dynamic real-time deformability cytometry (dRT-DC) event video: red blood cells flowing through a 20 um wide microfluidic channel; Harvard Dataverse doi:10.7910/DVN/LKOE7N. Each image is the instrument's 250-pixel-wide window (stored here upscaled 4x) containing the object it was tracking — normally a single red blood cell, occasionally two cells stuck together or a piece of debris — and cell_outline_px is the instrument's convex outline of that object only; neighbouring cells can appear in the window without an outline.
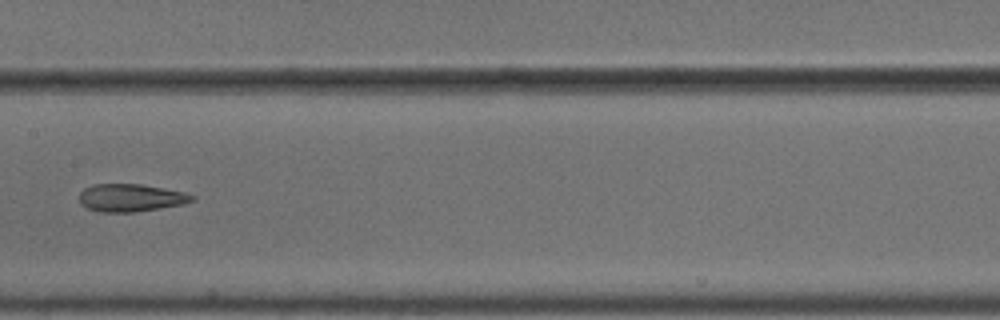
{"species": "common noctule bat (a hibernating species)", "species_latin": "Nyctalus noctula", "temperature_condition": "cold", "stored_images_in_passage": 9, "camera_frame_rate_fps": 3000, "um_per_image_px": 0.085, "animal": {"sex": "male", "body_mass_g": 18.8}, "frame": {"image": 1, "passage_image": 6, "time_ms": 1.667, "image_size_px": [1000, 320], "cell_outline_px": [[196, 200], [184, 204], [160, 208], [132, 212], [100, 212], [88, 208], [80, 204], [80, 192], [84, 188], [92, 184], [140, 184], [184, 192], [196, 196]], "centroid_in_image_um": [11.12, 16.81], "position_along_channel_um": 196.3, "area_um2": 18.21}}
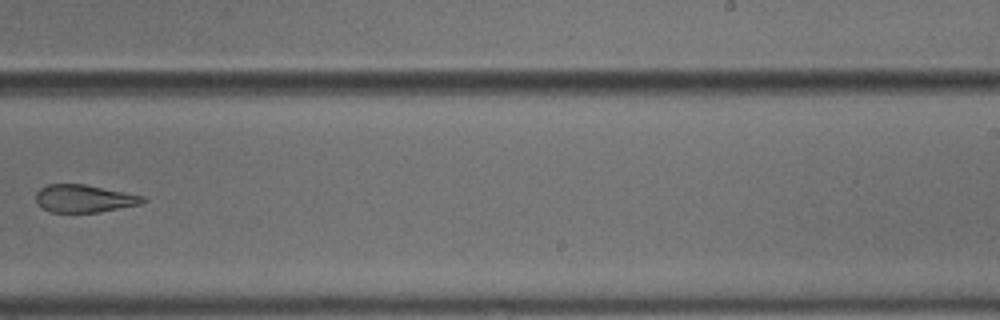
{"frame": {"image": 2, "passage_image": 8, "time_ms": 2.333, "image_size_px": [1000, 320], "cell_outline_px": [[148, 200], [140, 204], [100, 212], [52, 212], [44, 208], [36, 200], [36, 192], [40, 188], [48, 184], [84, 184], [144, 196]], "centroid_in_image_um": [7.17, 16.87], "position_along_channel_um": 281.8, "area_um2": 17.05}}
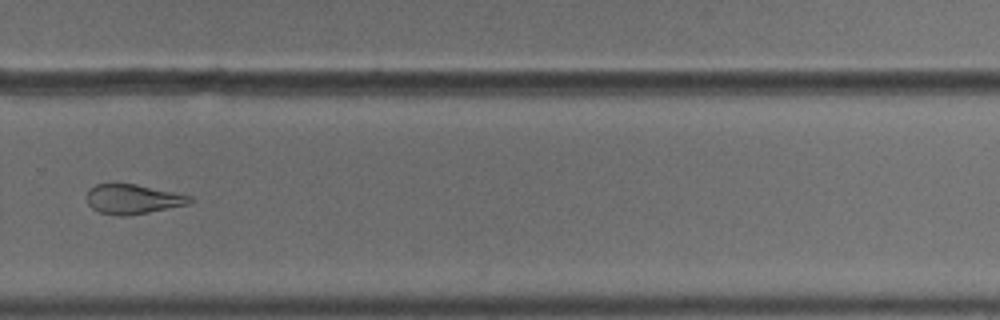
{"frame": {"image": 3, "passage_image": 9, "time_ms": 2.667, "image_size_px": [1000, 320], "cell_outline_px": [[196, 200], [188, 204], [148, 212], [124, 216], [120, 216], [100, 212], [92, 208], [88, 204], [88, 188], [96, 184], [136, 184], [192, 196]], "centroid_in_image_um": [11.31, 16.92], "position_along_channel_um": 318.5, "area_um2": 17.63}}